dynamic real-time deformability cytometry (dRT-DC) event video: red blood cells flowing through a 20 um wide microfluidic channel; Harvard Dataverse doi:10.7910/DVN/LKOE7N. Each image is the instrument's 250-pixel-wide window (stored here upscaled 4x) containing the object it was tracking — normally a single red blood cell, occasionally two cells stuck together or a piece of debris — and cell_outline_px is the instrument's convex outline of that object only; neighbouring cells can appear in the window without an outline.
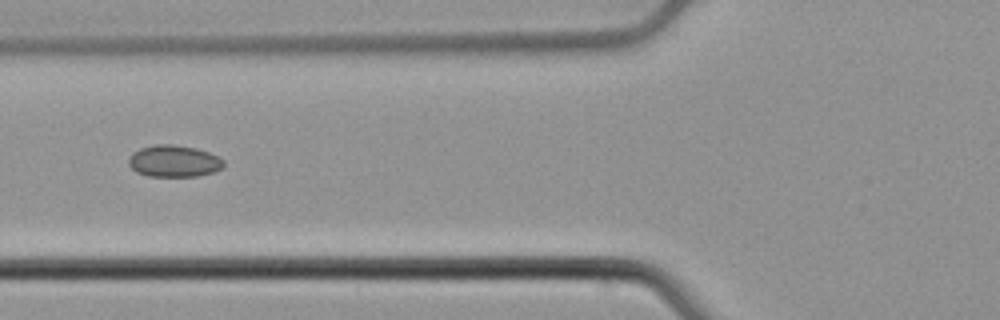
{"species": "common noctule bat (a hibernating species)", "species_latin": "Nyctalus noctula", "temperature_condition": "cold", "stored_images_in_passage": 2, "camera_frame_rate_fps": 3000, "um_per_image_px": 0.085, "animal": {"sex": "male", "body_mass_g": 21.5, "forearm_length_mm": 52.0}, "frame": {"image": 1, "passage_image": 2, "time_ms": 0.333, "image_size_px": [1000, 320], "cell_outline_px": [[224, 168], [212, 172], [196, 176], [148, 176], [136, 172], [128, 164], [128, 160], [132, 152], [140, 148], [156, 144], [172, 144], [196, 148], [208, 152], [224, 160]], "centroid_in_image_um": [14.77, 13.69], "position_along_channel_um": 111.0, "area_um2": 17.63}}